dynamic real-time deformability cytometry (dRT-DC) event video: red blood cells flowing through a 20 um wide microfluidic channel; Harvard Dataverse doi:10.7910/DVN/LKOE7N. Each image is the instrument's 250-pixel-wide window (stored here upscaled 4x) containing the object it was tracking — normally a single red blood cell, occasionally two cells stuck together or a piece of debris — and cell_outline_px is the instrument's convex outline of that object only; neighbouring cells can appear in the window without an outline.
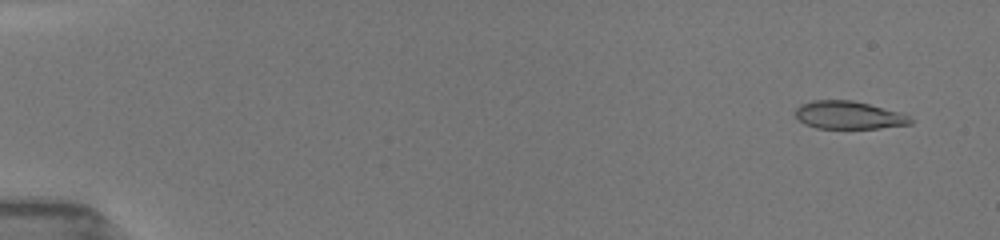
{"species": "common noctule bat (a hibernating species)", "species_latin": "Nyctalus noctula", "temperature_condition": "room temperature", "stored_images_in_passage": 48, "camera_frame_rate_fps": 3000, "um_per_image_px": 0.085, "animal": {"sex": "female", "body_mass_g": 19.5, "forearm_length_mm": 54.1}, "frame": {"image": 1, "passage_image": 2, "time_ms": 0.667, "image_size_px": [1000, 240], "cell_outline_px": [[912, 124], [880, 128], [816, 128], [804, 124], [796, 116], [796, 108], [800, 104], [812, 100], [852, 100], [900, 112], [908, 116], [912, 120]], "centroid_in_image_um": [72.12, 9.78], "position_along_channel_um": 12.9, "area_um2": 18.61}}
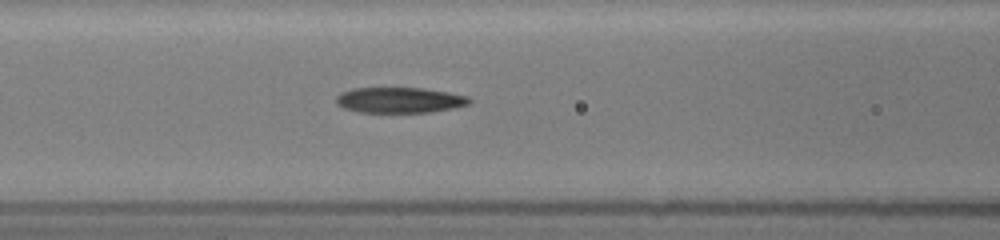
{"frame": {"image": 2, "passage_image": 17, "time_ms": 7.333, "image_size_px": [1000, 240], "cell_outline_px": [[472, 100], [468, 104], [452, 108], [428, 112], [360, 112], [344, 108], [336, 104], [336, 96], [340, 92], [352, 88], [424, 88], [448, 92], [468, 96]], "centroid_in_image_um": [33.93, 8.5], "position_along_channel_um": 132.7, "area_um2": 19.83}}
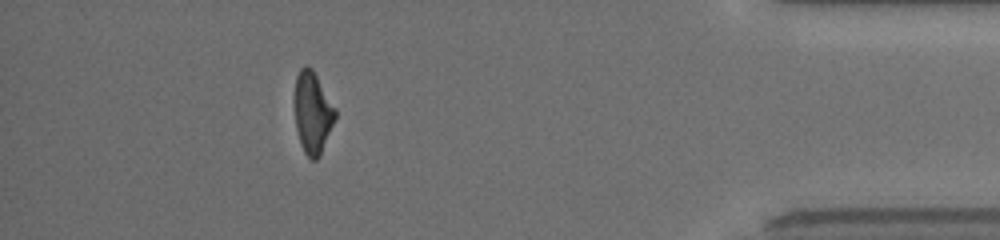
{"frame": {"image": 3, "passage_image": 40, "time_ms": 15.333, "image_size_px": [1000, 240], "cell_outline_px": [[336, 116], [320, 156], [316, 160], [312, 160], [304, 152], [300, 144], [296, 128], [292, 100], [296, 76], [300, 68], [304, 64], [312, 68], [336, 108]], "centroid_in_image_um": [26.53, 9.54], "position_along_channel_um": 408.7, "area_um2": 19.83}, "authors_computed_cell_mechanics": {"area_um2": 20.2011, "velocity_mm_per_s": 4.0052, "shape_relaxation_time_tau1_ms": null, "shape_relaxation_time_tau2_ms": 3.7754, "deformation_change_tau1": null, "deformation_change_tau2": 0.1302}}